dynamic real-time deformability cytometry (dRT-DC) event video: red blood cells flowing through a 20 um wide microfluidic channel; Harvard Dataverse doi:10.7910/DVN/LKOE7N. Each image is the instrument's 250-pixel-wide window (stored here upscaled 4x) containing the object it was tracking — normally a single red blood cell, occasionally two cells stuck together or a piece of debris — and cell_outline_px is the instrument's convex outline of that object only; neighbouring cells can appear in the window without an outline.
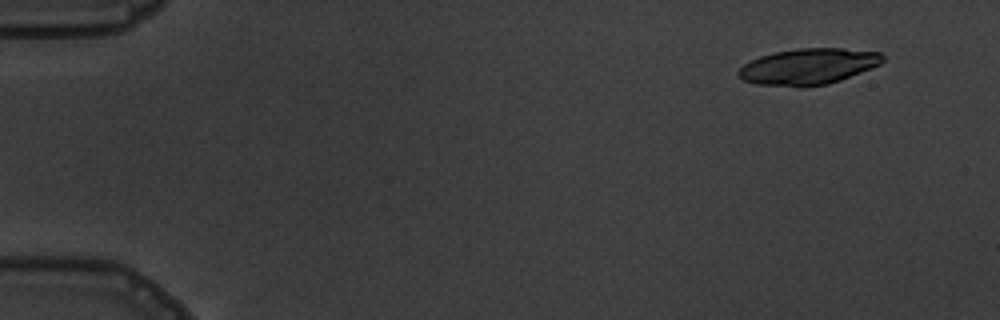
{"species": "common noctule bat (a hibernating species)", "species_latin": "Nyctalus noctula", "temperature_condition": "warm", "stored_images_in_passage": 6, "camera_frame_rate_fps": 3000, "um_per_image_px": 0.085, "animal": {"sex": "male", "body_mass_g": 19.5, "forearm_length_mm": 54.6}, "frame": {"image": 1, "passage_image": 1, "time_ms": 0.0, "image_size_px": [1000, 320], "cell_outline_px": [[884, 60], [880, 64], [872, 68], [840, 80], [828, 84], [804, 88], [800, 88], [756, 84], [744, 80], [736, 72], [744, 64], [760, 56], [772, 52], [800, 48], [844, 48], [880, 52], [884, 56]], "centroid_in_image_um": [68.71, 5.66], "position_along_channel_um": 16.3, "area_um2": 30.63}}